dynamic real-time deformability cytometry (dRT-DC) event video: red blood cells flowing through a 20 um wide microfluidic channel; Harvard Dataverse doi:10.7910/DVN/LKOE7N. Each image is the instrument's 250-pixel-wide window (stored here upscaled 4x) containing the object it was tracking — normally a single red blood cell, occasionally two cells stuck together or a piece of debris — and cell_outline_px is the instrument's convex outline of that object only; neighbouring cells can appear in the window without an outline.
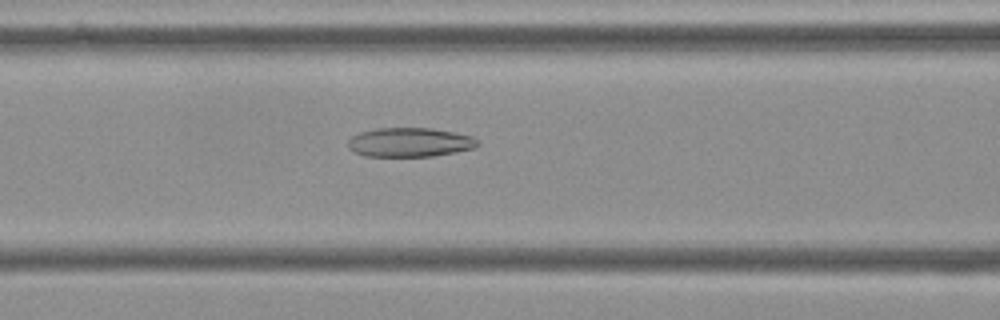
{"species": "Egyptian fruit bat (a non-hibernating species)", "species_latin": "Rousettus aegyptiacus", "temperature_condition": "cold", "stored_images_in_passage": 43, "camera_frame_rate_fps": 3000, "um_per_image_px": 0.085, "frame": {"image": 1, "passage_image": 10, "time_ms": 3.0, "image_size_px": [1000, 320], "cell_outline_px": [[480, 144], [476, 148], [456, 152], [432, 156], [364, 156], [352, 152], [348, 148], [348, 140], [352, 136], [360, 132], [376, 128], [432, 128], [472, 136]], "centroid_in_image_um": [34.81, 12.1], "position_along_channel_um": 131.8, "area_um2": 22.14}}
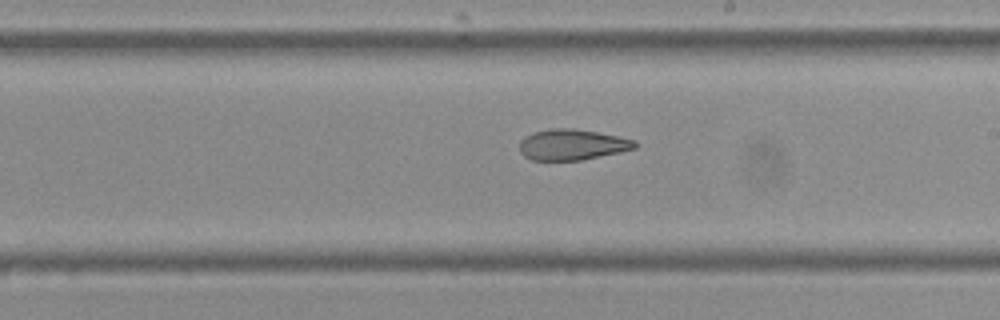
{"frame": {"image": 2, "passage_image": 19, "time_ms": 6.0, "image_size_px": [1000, 320], "cell_outline_px": [[640, 144], [636, 148], [620, 152], [580, 160], [532, 160], [524, 156], [520, 152], [520, 140], [524, 136], [532, 132], [552, 128], [572, 128], [596, 132], [636, 140]], "centroid_in_image_um": [48.63, 12.29], "position_along_channel_um": 240.4, "area_um2": 20.75}}
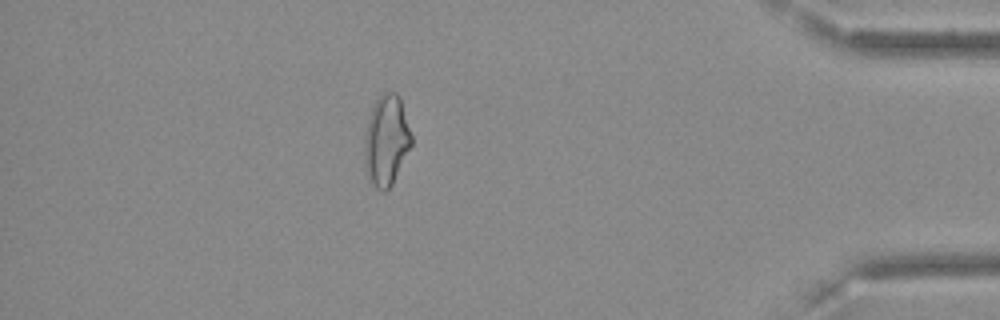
{"frame": {"image": 3, "passage_image": 36, "time_ms": 11.667, "image_size_px": [1000, 320], "cell_outline_px": [[412, 144], [392, 184], [384, 192], [380, 192], [372, 184], [368, 176], [364, 164], [364, 136], [372, 104], [380, 92], [396, 92], [400, 96], [412, 136]], "centroid_in_image_um": [32.82, 11.9], "position_along_channel_um": 402.4, "area_um2": 25.09}, "authors_computed_cell_mechanics": {"area_um2": 22.4264, "velocity_mm_per_s": 3.6196, "shape_relaxation_time_tau1_ms": null, "shape_relaxation_time_tau2_ms": 3.955, "deformation_change_tau1": null, "deformation_change_tau2": 0.1196}}